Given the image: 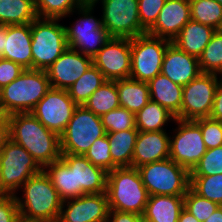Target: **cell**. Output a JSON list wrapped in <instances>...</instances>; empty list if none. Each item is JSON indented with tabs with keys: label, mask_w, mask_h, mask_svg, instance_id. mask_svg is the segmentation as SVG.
<instances>
[{
	"label": "cell",
	"mask_w": 222,
	"mask_h": 222,
	"mask_svg": "<svg viewBox=\"0 0 222 222\" xmlns=\"http://www.w3.org/2000/svg\"><path fill=\"white\" fill-rule=\"evenodd\" d=\"M11 139L24 147L44 168L61 158L60 136L43 126L31 113H14L7 116Z\"/></svg>",
	"instance_id": "6da1fadb"
},
{
	"label": "cell",
	"mask_w": 222,
	"mask_h": 222,
	"mask_svg": "<svg viewBox=\"0 0 222 222\" xmlns=\"http://www.w3.org/2000/svg\"><path fill=\"white\" fill-rule=\"evenodd\" d=\"M20 189H23V198L15 197L21 217L57 222L63 200L44 170L30 177Z\"/></svg>",
	"instance_id": "7a4b0ae2"
},
{
	"label": "cell",
	"mask_w": 222,
	"mask_h": 222,
	"mask_svg": "<svg viewBox=\"0 0 222 222\" xmlns=\"http://www.w3.org/2000/svg\"><path fill=\"white\" fill-rule=\"evenodd\" d=\"M51 89L46 70L25 69L0 90V107L5 116L31 112Z\"/></svg>",
	"instance_id": "3957f363"
},
{
	"label": "cell",
	"mask_w": 222,
	"mask_h": 222,
	"mask_svg": "<svg viewBox=\"0 0 222 222\" xmlns=\"http://www.w3.org/2000/svg\"><path fill=\"white\" fill-rule=\"evenodd\" d=\"M106 194L109 210L143 215L149 193L137 168H115L107 174Z\"/></svg>",
	"instance_id": "277c9868"
},
{
	"label": "cell",
	"mask_w": 222,
	"mask_h": 222,
	"mask_svg": "<svg viewBox=\"0 0 222 222\" xmlns=\"http://www.w3.org/2000/svg\"><path fill=\"white\" fill-rule=\"evenodd\" d=\"M59 18L31 22L32 69L47 70L68 49L66 28Z\"/></svg>",
	"instance_id": "5b68a950"
},
{
	"label": "cell",
	"mask_w": 222,
	"mask_h": 222,
	"mask_svg": "<svg viewBox=\"0 0 222 222\" xmlns=\"http://www.w3.org/2000/svg\"><path fill=\"white\" fill-rule=\"evenodd\" d=\"M137 169L150 196H184L190 188V172L170 158Z\"/></svg>",
	"instance_id": "8992f818"
},
{
	"label": "cell",
	"mask_w": 222,
	"mask_h": 222,
	"mask_svg": "<svg viewBox=\"0 0 222 222\" xmlns=\"http://www.w3.org/2000/svg\"><path fill=\"white\" fill-rule=\"evenodd\" d=\"M42 170L24 147L10 139L0 152V194H18L21 186Z\"/></svg>",
	"instance_id": "52a82bcc"
},
{
	"label": "cell",
	"mask_w": 222,
	"mask_h": 222,
	"mask_svg": "<svg viewBox=\"0 0 222 222\" xmlns=\"http://www.w3.org/2000/svg\"><path fill=\"white\" fill-rule=\"evenodd\" d=\"M95 4L85 2L76 10L81 14L79 19L70 27L66 28L68 48L93 58L109 40L110 36L103 26L102 19L94 18Z\"/></svg>",
	"instance_id": "ba28073f"
},
{
	"label": "cell",
	"mask_w": 222,
	"mask_h": 222,
	"mask_svg": "<svg viewBox=\"0 0 222 222\" xmlns=\"http://www.w3.org/2000/svg\"><path fill=\"white\" fill-rule=\"evenodd\" d=\"M105 134L100 116L84 106H77L60 135L61 153L84 155L93 142Z\"/></svg>",
	"instance_id": "9c48e42d"
},
{
	"label": "cell",
	"mask_w": 222,
	"mask_h": 222,
	"mask_svg": "<svg viewBox=\"0 0 222 222\" xmlns=\"http://www.w3.org/2000/svg\"><path fill=\"white\" fill-rule=\"evenodd\" d=\"M171 41L149 34L131 38L130 78L149 82L161 73L167 46Z\"/></svg>",
	"instance_id": "30bf717a"
},
{
	"label": "cell",
	"mask_w": 222,
	"mask_h": 222,
	"mask_svg": "<svg viewBox=\"0 0 222 222\" xmlns=\"http://www.w3.org/2000/svg\"><path fill=\"white\" fill-rule=\"evenodd\" d=\"M101 2L103 26L110 37L135 38L146 34L141 26L138 13V0H94Z\"/></svg>",
	"instance_id": "8fae6325"
},
{
	"label": "cell",
	"mask_w": 222,
	"mask_h": 222,
	"mask_svg": "<svg viewBox=\"0 0 222 222\" xmlns=\"http://www.w3.org/2000/svg\"><path fill=\"white\" fill-rule=\"evenodd\" d=\"M219 75L200 73L195 79L183 86L180 120L194 121L209 118Z\"/></svg>",
	"instance_id": "7c38bea8"
},
{
	"label": "cell",
	"mask_w": 222,
	"mask_h": 222,
	"mask_svg": "<svg viewBox=\"0 0 222 222\" xmlns=\"http://www.w3.org/2000/svg\"><path fill=\"white\" fill-rule=\"evenodd\" d=\"M174 123L178 127L170 136L169 158L191 172L207 151L201 129L194 121L175 119Z\"/></svg>",
	"instance_id": "4fadbf2b"
},
{
	"label": "cell",
	"mask_w": 222,
	"mask_h": 222,
	"mask_svg": "<svg viewBox=\"0 0 222 222\" xmlns=\"http://www.w3.org/2000/svg\"><path fill=\"white\" fill-rule=\"evenodd\" d=\"M77 106L67 90L51 88L31 113L43 126L60 136Z\"/></svg>",
	"instance_id": "5bb4252c"
},
{
	"label": "cell",
	"mask_w": 222,
	"mask_h": 222,
	"mask_svg": "<svg viewBox=\"0 0 222 222\" xmlns=\"http://www.w3.org/2000/svg\"><path fill=\"white\" fill-rule=\"evenodd\" d=\"M131 39L110 37L93 57V65L109 81L130 78Z\"/></svg>",
	"instance_id": "9a60e30c"
},
{
	"label": "cell",
	"mask_w": 222,
	"mask_h": 222,
	"mask_svg": "<svg viewBox=\"0 0 222 222\" xmlns=\"http://www.w3.org/2000/svg\"><path fill=\"white\" fill-rule=\"evenodd\" d=\"M108 213L106 192L84 194L63 201L57 222H106Z\"/></svg>",
	"instance_id": "2e32d148"
},
{
	"label": "cell",
	"mask_w": 222,
	"mask_h": 222,
	"mask_svg": "<svg viewBox=\"0 0 222 222\" xmlns=\"http://www.w3.org/2000/svg\"><path fill=\"white\" fill-rule=\"evenodd\" d=\"M93 65V58L79 51L66 49L46 70L51 88L67 90Z\"/></svg>",
	"instance_id": "e0dca14e"
},
{
	"label": "cell",
	"mask_w": 222,
	"mask_h": 222,
	"mask_svg": "<svg viewBox=\"0 0 222 222\" xmlns=\"http://www.w3.org/2000/svg\"><path fill=\"white\" fill-rule=\"evenodd\" d=\"M190 20L189 0H166L157 21L147 31V34L172 42L184 25Z\"/></svg>",
	"instance_id": "ac0fdd59"
},
{
	"label": "cell",
	"mask_w": 222,
	"mask_h": 222,
	"mask_svg": "<svg viewBox=\"0 0 222 222\" xmlns=\"http://www.w3.org/2000/svg\"><path fill=\"white\" fill-rule=\"evenodd\" d=\"M60 159L68 167H75L76 187H80V196L106 192L107 171L92 164L84 155L62 153Z\"/></svg>",
	"instance_id": "d6986e66"
},
{
	"label": "cell",
	"mask_w": 222,
	"mask_h": 222,
	"mask_svg": "<svg viewBox=\"0 0 222 222\" xmlns=\"http://www.w3.org/2000/svg\"><path fill=\"white\" fill-rule=\"evenodd\" d=\"M161 73L172 82L185 86L202 72L199 58L185 53L170 43L166 48Z\"/></svg>",
	"instance_id": "ffe728a7"
},
{
	"label": "cell",
	"mask_w": 222,
	"mask_h": 222,
	"mask_svg": "<svg viewBox=\"0 0 222 222\" xmlns=\"http://www.w3.org/2000/svg\"><path fill=\"white\" fill-rule=\"evenodd\" d=\"M170 136L166 131H138L134 146L132 167L169 158Z\"/></svg>",
	"instance_id": "44dd1931"
},
{
	"label": "cell",
	"mask_w": 222,
	"mask_h": 222,
	"mask_svg": "<svg viewBox=\"0 0 222 222\" xmlns=\"http://www.w3.org/2000/svg\"><path fill=\"white\" fill-rule=\"evenodd\" d=\"M31 41V23L8 25L3 59L18 63L24 69H32Z\"/></svg>",
	"instance_id": "7402d4cb"
},
{
	"label": "cell",
	"mask_w": 222,
	"mask_h": 222,
	"mask_svg": "<svg viewBox=\"0 0 222 222\" xmlns=\"http://www.w3.org/2000/svg\"><path fill=\"white\" fill-rule=\"evenodd\" d=\"M215 31L211 26L190 20L171 43L185 53L199 58Z\"/></svg>",
	"instance_id": "603a6c76"
},
{
	"label": "cell",
	"mask_w": 222,
	"mask_h": 222,
	"mask_svg": "<svg viewBox=\"0 0 222 222\" xmlns=\"http://www.w3.org/2000/svg\"><path fill=\"white\" fill-rule=\"evenodd\" d=\"M148 85L150 100L157 102L180 120L183 86L172 82L162 73L151 79Z\"/></svg>",
	"instance_id": "cb8c5ba5"
},
{
	"label": "cell",
	"mask_w": 222,
	"mask_h": 222,
	"mask_svg": "<svg viewBox=\"0 0 222 222\" xmlns=\"http://www.w3.org/2000/svg\"><path fill=\"white\" fill-rule=\"evenodd\" d=\"M184 208V196H149L143 216L153 222H178Z\"/></svg>",
	"instance_id": "d4e9b609"
},
{
	"label": "cell",
	"mask_w": 222,
	"mask_h": 222,
	"mask_svg": "<svg viewBox=\"0 0 222 222\" xmlns=\"http://www.w3.org/2000/svg\"><path fill=\"white\" fill-rule=\"evenodd\" d=\"M120 107L136 115L150 101L148 82L132 78L116 80Z\"/></svg>",
	"instance_id": "484cf974"
},
{
	"label": "cell",
	"mask_w": 222,
	"mask_h": 222,
	"mask_svg": "<svg viewBox=\"0 0 222 222\" xmlns=\"http://www.w3.org/2000/svg\"><path fill=\"white\" fill-rule=\"evenodd\" d=\"M43 170L63 201L80 196V187H76L75 167H68L59 159L46 165Z\"/></svg>",
	"instance_id": "4316f807"
},
{
	"label": "cell",
	"mask_w": 222,
	"mask_h": 222,
	"mask_svg": "<svg viewBox=\"0 0 222 222\" xmlns=\"http://www.w3.org/2000/svg\"><path fill=\"white\" fill-rule=\"evenodd\" d=\"M106 135L108 138L110 155L113 163L118 168L132 167V158L138 130H121L106 133Z\"/></svg>",
	"instance_id": "83f0119b"
},
{
	"label": "cell",
	"mask_w": 222,
	"mask_h": 222,
	"mask_svg": "<svg viewBox=\"0 0 222 222\" xmlns=\"http://www.w3.org/2000/svg\"><path fill=\"white\" fill-rule=\"evenodd\" d=\"M38 17L35 0H0V24L23 25Z\"/></svg>",
	"instance_id": "f1b7e54d"
},
{
	"label": "cell",
	"mask_w": 222,
	"mask_h": 222,
	"mask_svg": "<svg viewBox=\"0 0 222 222\" xmlns=\"http://www.w3.org/2000/svg\"><path fill=\"white\" fill-rule=\"evenodd\" d=\"M176 118L166 108L150 100L136 115V129L138 131H166L164 125Z\"/></svg>",
	"instance_id": "f546056e"
},
{
	"label": "cell",
	"mask_w": 222,
	"mask_h": 222,
	"mask_svg": "<svg viewBox=\"0 0 222 222\" xmlns=\"http://www.w3.org/2000/svg\"><path fill=\"white\" fill-rule=\"evenodd\" d=\"M83 106L100 117L120 107L116 81L107 80L88 98Z\"/></svg>",
	"instance_id": "4dcf8cb0"
},
{
	"label": "cell",
	"mask_w": 222,
	"mask_h": 222,
	"mask_svg": "<svg viewBox=\"0 0 222 222\" xmlns=\"http://www.w3.org/2000/svg\"><path fill=\"white\" fill-rule=\"evenodd\" d=\"M106 81L98 68L92 65L88 71L67 89V92L78 106H83L88 98Z\"/></svg>",
	"instance_id": "1f68e13d"
},
{
	"label": "cell",
	"mask_w": 222,
	"mask_h": 222,
	"mask_svg": "<svg viewBox=\"0 0 222 222\" xmlns=\"http://www.w3.org/2000/svg\"><path fill=\"white\" fill-rule=\"evenodd\" d=\"M191 20L220 30L222 26V5L216 0H189Z\"/></svg>",
	"instance_id": "d6a6232c"
},
{
	"label": "cell",
	"mask_w": 222,
	"mask_h": 222,
	"mask_svg": "<svg viewBox=\"0 0 222 222\" xmlns=\"http://www.w3.org/2000/svg\"><path fill=\"white\" fill-rule=\"evenodd\" d=\"M201 72L217 74L222 77V32L216 30L210 42L199 57Z\"/></svg>",
	"instance_id": "836d02e7"
},
{
	"label": "cell",
	"mask_w": 222,
	"mask_h": 222,
	"mask_svg": "<svg viewBox=\"0 0 222 222\" xmlns=\"http://www.w3.org/2000/svg\"><path fill=\"white\" fill-rule=\"evenodd\" d=\"M190 188L199 196L222 206V174L190 175Z\"/></svg>",
	"instance_id": "e575fe53"
},
{
	"label": "cell",
	"mask_w": 222,
	"mask_h": 222,
	"mask_svg": "<svg viewBox=\"0 0 222 222\" xmlns=\"http://www.w3.org/2000/svg\"><path fill=\"white\" fill-rule=\"evenodd\" d=\"M84 3V0H35V8L40 18L62 19L73 15L74 10Z\"/></svg>",
	"instance_id": "d590c367"
},
{
	"label": "cell",
	"mask_w": 222,
	"mask_h": 222,
	"mask_svg": "<svg viewBox=\"0 0 222 222\" xmlns=\"http://www.w3.org/2000/svg\"><path fill=\"white\" fill-rule=\"evenodd\" d=\"M100 118L106 133L136 129L135 115L123 107L113 109Z\"/></svg>",
	"instance_id": "8d00e7d4"
},
{
	"label": "cell",
	"mask_w": 222,
	"mask_h": 222,
	"mask_svg": "<svg viewBox=\"0 0 222 222\" xmlns=\"http://www.w3.org/2000/svg\"><path fill=\"white\" fill-rule=\"evenodd\" d=\"M84 156L95 166L107 172L118 168L110 155V146L107 135L96 139Z\"/></svg>",
	"instance_id": "74e56055"
},
{
	"label": "cell",
	"mask_w": 222,
	"mask_h": 222,
	"mask_svg": "<svg viewBox=\"0 0 222 222\" xmlns=\"http://www.w3.org/2000/svg\"><path fill=\"white\" fill-rule=\"evenodd\" d=\"M219 207L213 201L199 196L191 188L184 195V208L200 222H204Z\"/></svg>",
	"instance_id": "f35d334b"
},
{
	"label": "cell",
	"mask_w": 222,
	"mask_h": 222,
	"mask_svg": "<svg viewBox=\"0 0 222 222\" xmlns=\"http://www.w3.org/2000/svg\"><path fill=\"white\" fill-rule=\"evenodd\" d=\"M222 174V146L207 149L190 175H216Z\"/></svg>",
	"instance_id": "ab89813d"
},
{
	"label": "cell",
	"mask_w": 222,
	"mask_h": 222,
	"mask_svg": "<svg viewBox=\"0 0 222 222\" xmlns=\"http://www.w3.org/2000/svg\"><path fill=\"white\" fill-rule=\"evenodd\" d=\"M194 122L201 129L203 141L207 149L222 146V121L201 118L194 120Z\"/></svg>",
	"instance_id": "60d3db41"
},
{
	"label": "cell",
	"mask_w": 222,
	"mask_h": 222,
	"mask_svg": "<svg viewBox=\"0 0 222 222\" xmlns=\"http://www.w3.org/2000/svg\"><path fill=\"white\" fill-rule=\"evenodd\" d=\"M166 0H138V13L141 26L148 31L157 21Z\"/></svg>",
	"instance_id": "b9f144b4"
},
{
	"label": "cell",
	"mask_w": 222,
	"mask_h": 222,
	"mask_svg": "<svg viewBox=\"0 0 222 222\" xmlns=\"http://www.w3.org/2000/svg\"><path fill=\"white\" fill-rule=\"evenodd\" d=\"M19 217L15 195L0 194V222H17Z\"/></svg>",
	"instance_id": "7bdbcfd3"
},
{
	"label": "cell",
	"mask_w": 222,
	"mask_h": 222,
	"mask_svg": "<svg viewBox=\"0 0 222 222\" xmlns=\"http://www.w3.org/2000/svg\"><path fill=\"white\" fill-rule=\"evenodd\" d=\"M24 70L20 64L0 58V90L18 78Z\"/></svg>",
	"instance_id": "ee69618b"
},
{
	"label": "cell",
	"mask_w": 222,
	"mask_h": 222,
	"mask_svg": "<svg viewBox=\"0 0 222 222\" xmlns=\"http://www.w3.org/2000/svg\"><path fill=\"white\" fill-rule=\"evenodd\" d=\"M209 118L222 121V77L215 90L213 107Z\"/></svg>",
	"instance_id": "f6af8a7d"
},
{
	"label": "cell",
	"mask_w": 222,
	"mask_h": 222,
	"mask_svg": "<svg viewBox=\"0 0 222 222\" xmlns=\"http://www.w3.org/2000/svg\"><path fill=\"white\" fill-rule=\"evenodd\" d=\"M140 215L129 212L109 210L106 222H139Z\"/></svg>",
	"instance_id": "bcb514c9"
},
{
	"label": "cell",
	"mask_w": 222,
	"mask_h": 222,
	"mask_svg": "<svg viewBox=\"0 0 222 222\" xmlns=\"http://www.w3.org/2000/svg\"><path fill=\"white\" fill-rule=\"evenodd\" d=\"M10 139V123L7 116H5L0 121V152Z\"/></svg>",
	"instance_id": "7dc6e473"
},
{
	"label": "cell",
	"mask_w": 222,
	"mask_h": 222,
	"mask_svg": "<svg viewBox=\"0 0 222 222\" xmlns=\"http://www.w3.org/2000/svg\"><path fill=\"white\" fill-rule=\"evenodd\" d=\"M178 222H200L196 217H194L189 211L185 208L182 209Z\"/></svg>",
	"instance_id": "c3c4849f"
},
{
	"label": "cell",
	"mask_w": 222,
	"mask_h": 222,
	"mask_svg": "<svg viewBox=\"0 0 222 222\" xmlns=\"http://www.w3.org/2000/svg\"><path fill=\"white\" fill-rule=\"evenodd\" d=\"M7 38V25L0 24V58L4 55V44Z\"/></svg>",
	"instance_id": "681fc988"
},
{
	"label": "cell",
	"mask_w": 222,
	"mask_h": 222,
	"mask_svg": "<svg viewBox=\"0 0 222 222\" xmlns=\"http://www.w3.org/2000/svg\"><path fill=\"white\" fill-rule=\"evenodd\" d=\"M204 222H222V206H219Z\"/></svg>",
	"instance_id": "f907efd6"
},
{
	"label": "cell",
	"mask_w": 222,
	"mask_h": 222,
	"mask_svg": "<svg viewBox=\"0 0 222 222\" xmlns=\"http://www.w3.org/2000/svg\"><path fill=\"white\" fill-rule=\"evenodd\" d=\"M17 222H43V221H39V220H30V219H26L23 217H19V219L17 220Z\"/></svg>",
	"instance_id": "816d5d0a"
},
{
	"label": "cell",
	"mask_w": 222,
	"mask_h": 222,
	"mask_svg": "<svg viewBox=\"0 0 222 222\" xmlns=\"http://www.w3.org/2000/svg\"><path fill=\"white\" fill-rule=\"evenodd\" d=\"M139 222H153L152 220L146 218L145 216L143 215H140V219H139Z\"/></svg>",
	"instance_id": "f5cc1de1"
},
{
	"label": "cell",
	"mask_w": 222,
	"mask_h": 222,
	"mask_svg": "<svg viewBox=\"0 0 222 222\" xmlns=\"http://www.w3.org/2000/svg\"><path fill=\"white\" fill-rule=\"evenodd\" d=\"M5 117V115L3 114L1 107H0V121Z\"/></svg>",
	"instance_id": "db71d44e"
},
{
	"label": "cell",
	"mask_w": 222,
	"mask_h": 222,
	"mask_svg": "<svg viewBox=\"0 0 222 222\" xmlns=\"http://www.w3.org/2000/svg\"><path fill=\"white\" fill-rule=\"evenodd\" d=\"M85 2H93L94 0H84Z\"/></svg>",
	"instance_id": "11a10c76"
},
{
	"label": "cell",
	"mask_w": 222,
	"mask_h": 222,
	"mask_svg": "<svg viewBox=\"0 0 222 222\" xmlns=\"http://www.w3.org/2000/svg\"><path fill=\"white\" fill-rule=\"evenodd\" d=\"M216 1L222 5V0H216Z\"/></svg>",
	"instance_id": "9f6ffc18"
}]
</instances>
